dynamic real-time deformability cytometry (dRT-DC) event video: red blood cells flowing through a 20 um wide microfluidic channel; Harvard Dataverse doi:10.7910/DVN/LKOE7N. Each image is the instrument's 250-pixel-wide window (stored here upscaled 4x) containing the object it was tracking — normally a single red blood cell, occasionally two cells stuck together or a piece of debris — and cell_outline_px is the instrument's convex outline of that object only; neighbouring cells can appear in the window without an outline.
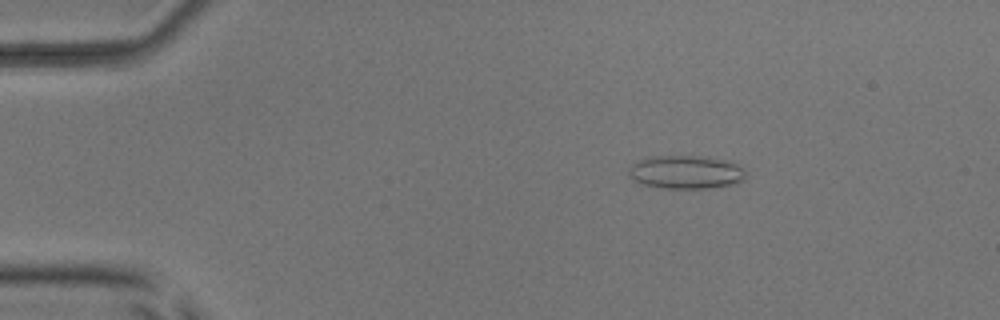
{"species": "common noctule bat (a hibernating species)", "species_latin": "Nyctalus noctula", "temperature_condition": "room temperature", "stored_images_in_passage": 3, "camera_frame_rate_fps": 3000, "um_per_image_px": 0.085, "animal": {"sex": "male", "body_mass_g": 17.9, "forearm_length_mm": 54.2}, "frame": {"image": 1, "passage_image": 1, "time_ms": 0.0, "image_size_px": [1000, 320], "cell_outline_px": [[744, 176], [740, 180], [732, 184], [708, 188], [664, 188], [644, 184], [632, 180], [628, 176], [628, 168], [632, 164], [640, 160], [652, 156], [700, 156], [728, 160], [744, 168]], "centroid_in_image_um": [58.25, 14.62], "position_along_channel_um": 26.7, "area_um2": 22.6}}